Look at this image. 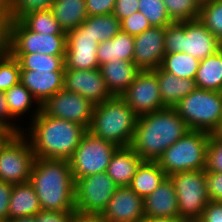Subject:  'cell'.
Wrapping results in <instances>:
<instances>
[{
  "label": "cell",
  "mask_w": 222,
  "mask_h": 222,
  "mask_svg": "<svg viewBox=\"0 0 222 222\" xmlns=\"http://www.w3.org/2000/svg\"><path fill=\"white\" fill-rule=\"evenodd\" d=\"M189 128L174 108L138 116L130 147L143 161H157Z\"/></svg>",
  "instance_id": "1"
},
{
  "label": "cell",
  "mask_w": 222,
  "mask_h": 222,
  "mask_svg": "<svg viewBox=\"0 0 222 222\" xmlns=\"http://www.w3.org/2000/svg\"><path fill=\"white\" fill-rule=\"evenodd\" d=\"M29 182L42 210L75 211V181L69 160L35 158Z\"/></svg>",
  "instance_id": "2"
},
{
  "label": "cell",
  "mask_w": 222,
  "mask_h": 222,
  "mask_svg": "<svg viewBox=\"0 0 222 222\" xmlns=\"http://www.w3.org/2000/svg\"><path fill=\"white\" fill-rule=\"evenodd\" d=\"M30 122L24 134L30 140L35 158L69 160L87 131L76 122L48 117L42 111Z\"/></svg>",
  "instance_id": "3"
},
{
  "label": "cell",
  "mask_w": 222,
  "mask_h": 222,
  "mask_svg": "<svg viewBox=\"0 0 222 222\" xmlns=\"http://www.w3.org/2000/svg\"><path fill=\"white\" fill-rule=\"evenodd\" d=\"M138 115L121 96L95 105L88 131L118 147H129Z\"/></svg>",
  "instance_id": "4"
},
{
  "label": "cell",
  "mask_w": 222,
  "mask_h": 222,
  "mask_svg": "<svg viewBox=\"0 0 222 222\" xmlns=\"http://www.w3.org/2000/svg\"><path fill=\"white\" fill-rule=\"evenodd\" d=\"M220 40L197 18L165 27V53H186L199 61L219 50Z\"/></svg>",
  "instance_id": "5"
},
{
  "label": "cell",
  "mask_w": 222,
  "mask_h": 222,
  "mask_svg": "<svg viewBox=\"0 0 222 222\" xmlns=\"http://www.w3.org/2000/svg\"><path fill=\"white\" fill-rule=\"evenodd\" d=\"M209 139L208 132L189 130L167 148L156 162L167 177L183 171L205 169Z\"/></svg>",
  "instance_id": "6"
},
{
  "label": "cell",
  "mask_w": 222,
  "mask_h": 222,
  "mask_svg": "<svg viewBox=\"0 0 222 222\" xmlns=\"http://www.w3.org/2000/svg\"><path fill=\"white\" fill-rule=\"evenodd\" d=\"M173 108L189 130L211 134L222 118V92L196 88Z\"/></svg>",
  "instance_id": "7"
},
{
  "label": "cell",
  "mask_w": 222,
  "mask_h": 222,
  "mask_svg": "<svg viewBox=\"0 0 222 222\" xmlns=\"http://www.w3.org/2000/svg\"><path fill=\"white\" fill-rule=\"evenodd\" d=\"M67 35L39 34L20 20L6 22V50L10 54L40 53L65 56Z\"/></svg>",
  "instance_id": "8"
},
{
  "label": "cell",
  "mask_w": 222,
  "mask_h": 222,
  "mask_svg": "<svg viewBox=\"0 0 222 222\" xmlns=\"http://www.w3.org/2000/svg\"><path fill=\"white\" fill-rule=\"evenodd\" d=\"M168 177L177 195L178 216L184 220H199L210 201L205 169L183 171Z\"/></svg>",
  "instance_id": "9"
},
{
  "label": "cell",
  "mask_w": 222,
  "mask_h": 222,
  "mask_svg": "<svg viewBox=\"0 0 222 222\" xmlns=\"http://www.w3.org/2000/svg\"><path fill=\"white\" fill-rule=\"evenodd\" d=\"M119 186L107 172L75 181V212L78 217H99Z\"/></svg>",
  "instance_id": "10"
},
{
  "label": "cell",
  "mask_w": 222,
  "mask_h": 222,
  "mask_svg": "<svg viewBox=\"0 0 222 222\" xmlns=\"http://www.w3.org/2000/svg\"><path fill=\"white\" fill-rule=\"evenodd\" d=\"M119 147L86 131L69 159L74 181L88 175L106 172Z\"/></svg>",
  "instance_id": "11"
},
{
  "label": "cell",
  "mask_w": 222,
  "mask_h": 222,
  "mask_svg": "<svg viewBox=\"0 0 222 222\" xmlns=\"http://www.w3.org/2000/svg\"><path fill=\"white\" fill-rule=\"evenodd\" d=\"M34 160L26 134H15L0 152V180L13 185L29 182Z\"/></svg>",
  "instance_id": "12"
},
{
  "label": "cell",
  "mask_w": 222,
  "mask_h": 222,
  "mask_svg": "<svg viewBox=\"0 0 222 222\" xmlns=\"http://www.w3.org/2000/svg\"><path fill=\"white\" fill-rule=\"evenodd\" d=\"M94 106L82 95L62 89L41 104V111L48 117L76 122L88 130Z\"/></svg>",
  "instance_id": "13"
},
{
  "label": "cell",
  "mask_w": 222,
  "mask_h": 222,
  "mask_svg": "<svg viewBox=\"0 0 222 222\" xmlns=\"http://www.w3.org/2000/svg\"><path fill=\"white\" fill-rule=\"evenodd\" d=\"M99 43L82 23L67 32L65 70H91L99 68L97 50Z\"/></svg>",
  "instance_id": "14"
},
{
  "label": "cell",
  "mask_w": 222,
  "mask_h": 222,
  "mask_svg": "<svg viewBox=\"0 0 222 222\" xmlns=\"http://www.w3.org/2000/svg\"><path fill=\"white\" fill-rule=\"evenodd\" d=\"M121 97L138 116L166 108L153 70H141Z\"/></svg>",
  "instance_id": "15"
},
{
  "label": "cell",
  "mask_w": 222,
  "mask_h": 222,
  "mask_svg": "<svg viewBox=\"0 0 222 222\" xmlns=\"http://www.w3.org/2000/svg\"><path fill=\"white\" fill-rule=\"evenodd\" d=\"M63 89L82 95L93 105L111 98L100 68L91 70H65Z\"/></svg>",
  "instance_id": "16"
},
{
  "label": "cell",
  "mask_w": 222,
  "mask_h": 222,
  "mask_svg": "<svg viewBox=\"0 0 222 222\" xmlns=\"http://www.w3.org/2000/svg\"><path fill=\"white\" fill-rule=\"evenodd\" d=\"M144 217V199L129 186H122L98 218L103 222H140Z\"/></svg>",
  "instance_id": "17"
},
{
  "label": "cell",
  "mask_w": 222,
  "mask_h": 222,
  "mask_svg": "<svg viewBox=\"0 0 222 222\" xmlns=\"http://www.w3.org/2000/svg\"><path fill=\"white\" fill-rule=\"evenodd\" d=\"M134 40V64L145 71L159 68L165 55V28L151 26Z\"/></svg>",
  "instance_id": "18"
},
{
  "label": "cell",
  "mask_w": 222,
  "mask_h": 222,
  "mask_svg": "<svg viewBox=\"0 0 222 222\" xmlns=\"http://www.w3.org/2000/svg\"><path fill=\"white\" fill-rule=\"evenodd\" d=\"M64 72L50 70H21L20 82L31 92L41 105L63 89Z\"/></svg>",
  "instance_id": "19"
},
{
  "label": "cell",
  "mask_w": 222,
  "mask_h": 222,
  "mask_svg": "<svg viewBox=\"0 0 222 222\" xmlns=\"http://www.w3.org/2000/svg\"><path fill=\"white\" fill-rule=\"evenodd\" d=\"M144 216L179 217L177 195L169 177L144 199Z\"/></svg>",
  "instance_id": "20"
},
{
  "label": "cell",
  "mask_w": 222,
  "mask_h": 222,
  "mask_svg": "<svg viewBox=\"0 0 222 222\" xmlns=\"http://www.w3.org/2000/svg\"><path fill=\"white\" fill-rule=\"evenodd\" d=\"M100 71L113 96H121L141 71L134 62L113 60L101 65Z\"/></svg>",
  "instance_id": "21"
},
{
  "label": "cell",
  "mask_w": 222,
  "mask_h": 222,
  "mask_svg": "<svg viewBox=\"0 0 222 222\" xmlns=\"http://www.w3.org/2000/svg\"><path fill=\"white\" fill-rule=\"evenodd\" d=\"M142 162L141 157L130 146L119 147L113 154L106 172L119 187L129 186Z\"/></svg>",
  "instance_id": "22"
},
{
  "label": "cell",
  "mask_w": 222,
  "mask_h": 222,
  "mask_svg": "<svg viewBox=\"0 0 222 222\" xmlns=\"http://www.w3.org/2000/svg\"><path fill=\"white\" fill-rule=\"evenodd\" d=\"M153 71L157 75L159 92L165 107L173 108L180 100L197 88L195 79L176 77L160 67Z\"/></svg>",
  "instance_id": "23"
},
{
  "label": "cell",
  "mask_w": 222,
  "mask_h": 222,
  "mask_svg": "<svg viewBox=\"0 0 222 222\" xmlns=\"http://www.w3.org/2000/svg\"><path fill=\"white\" fill-rule=\"evenodd\" d=\"M40 210V201L30 182L13 185L8 208L9 222L24 216H35Z\"/></svg>",
  "instance_id": "24"
},
{
  "label": "cell",
  "mask_w": 222,
  "mask_h": 222,
  "mask_svg": "<svg viewBox=\"0 0 222 222\" xmlns=\"http://www.w3.org/2000/svg\"><path fill=\"white\" fill-rule=\"evenodd\" d=\"M134 43V36L121 30L112 39L99 43L97 50L99 67L115 59L133 62Z\"/></svg>",
  "instance_id": "25"
},
{
  "label": "cell",
  "mask_w": 222,
  "mask_h": 222,
  "mask_svg": "<svg viewBox=\"0 0 222 222\" xmlns=\"http://www.w3.org/2000/svg\"><path fill=\"white\" fill-rule=\"evenodd\" d=\"M50 10L66 33L80 26L88 17L85 0H54Z\"/></svg>",
  "instance_id": "26"
},
{
  "label": "cell",
  "mask_w": 222,
  "mask_h": 222,
  "mask_svg": "<svg viewBox=\"0 0 222 222\" xmlns=\"http://www.w3.org/2000/svg\"><path fill=\"white\" fill-rule=\"evenodd\" d=\"M166 177V173L156 161H143L133 176L129 187L142 199H145Z\"/></svg>",
  "instance_id": "27"
},
{
  "label": "cell",
  "mask_w": 222,
  "mask_h": 222,
  "mask_svg": "<svg viewBox=\"0 0 222 222\" xmlns=\"http://www.w3.org/2000/svg\"><path fill=\"white\" fill-rule=\"evenodd\" d=\"M4 93L6 102L9 107L10 117L15 121L20 119V116H24L25 113H29L32 106H34L32 105L33 101L35 102L34 104H36L37 107L36 109L34 108L35 111H32L33 113L32 115H30V120L32 121L41 111V105L21 82L12 86Z\"/></svg>",
  "instance_id": "28"
},
{
  "label": "cell",
  "mask_w": 222,
  "mask_h": 222,
  "mask_svg": "<svg viewBox=\"0 0 222 222\" xmlns=\"http://www.w3.org/2000/svg\"><path fill=\"white\" fill-rule=\"evenodd\" d=\"M195 82L197 88L222 92V56L218 51L200 61Z\"/></svg>",
  "instance_id": "29"
},
{
  "label": "cell",
  "mask_w": 222,
  "mask_h": 222,
  "mask_svg": "<svg viewBox=\"0 0 222 222\" xmlns=\"http://www.w3.org/2000/svg\"><path fill=\"white\" fill-rule=\"evenodd\" d=\"M200 61L186 53H165L160 68L179 78L195 79Z\"/></svg>",
  "instance_id": "30"
},
{
  "label": "cell",
  "mask_w": 222,
  "mask_h": 222,
  "mask_svg": "<svg viewBox=\"0 0 222 222\" xmlns=\"http://www.w3.org/2000/svg\"><path fill=\"white\" fill-rule=\"evenodd\" d=\"M11 55L17 59L21 70H50V72L65 71V56H54L40 53Z\"/></svg>",
  "instance_id": "31"
},
{
  "label": "cell",
  "mask_w": 222,
  "mask_h": 222,
  "mask_svg": "<svg viewBox=\"0 0 222 222\" xmlns=\"http://www.w3.org/2000/svg\"><path fill=\"white\" fill-rule=\"evenodd\" d=\"M19 20L29 30L39 34L67 35L54 18L50 9L27 13Z\"/></svg>",
  "instance_id": "32"
},
{
  "label": "cell",
  "mask_w": 222,
  "mask_h": 222,
  "mask_svg": "<svg viewBox=\"0 0 222 222\" xmlns=\"http://www.w3.org/2000/svg\"><path fill=\"white\" fill-rule=\"evenodd\" d=\"M83 24L90 28V33L98 43L112 39L121 30L120 20L113 13L88 16Z\"/></svg>",
  "instance_id": "33"
},
{
  "label": "cell",
  "mask_w": 222,
  "mask_h": 222,
  "mask_svg": "<svg viewBox=\"0 0 222 222\" xmlns=\"http://www.w3.org/2000/svg\"><path fill=\"white\" fill-rule=\"evenodd\" d=\"M54 0H2L7 21L19 20L27 13L48 10Z\"/></svg>",
  "instance_id": "34"
},
{
  "label": "cell",
  "mask_w": 222,
  "mask_h": 222,
  "mask_svg": "<svg viewBox=\"0 0 222 222\" xmlns=\"http://www.w3.org/2000/svg\"><path fill=\"white\" fill-rule=\"evenodd\" d=\"M198 19L220 41H222V1L210 0L200 5Z\"/></svg>",
  "instance_id": "35"
},
{
  "label": "cell",
  "mask_w": 222,
  "mask_h": 222,
  "mask_svg": "<svg viewBox=\"0 0 222 222\" xmlns=\"http://www.w3.org/2000/svg\"><path fill=\"white\" fill-rule=\"evenodd\" d=\"M173 22L189 21L199 17L200 4L196 0H163Z\"/></svg>",
  "instance_id": "36"
},
{
  "label": "cell",
  "mask_w": 222,
  "mask_h": 222,
  "mask_svg": "<svg viewBox=\"0 0 222 222\" xmlns=\"http://www.w3.org/2000/svg\"><path fill=\"white\" fill-rule=\"evenodd\" d=\"M139 11L146 17L152 27H167L173 21L163 0H139Z\"/></svg>",
  "instance_id": "37"
},
{
  "label": "cell",
  "mask_w": 222,
  "mask_h": 222,
  "mask_svg": "<svg viewBox=\"0 0 222 222\" xmlns=\"http://www.w3.org/2000/svg\"><path fill=\"white\" fill-rule=\"evenodd\" d=\"M20 65L7 50L0 54V91H7L20 82Z\"/></svg>",
  "instance_id": "38"
},
{
  "label": "cell",
  "mask_w": 222,
  "mask_h": 222,
  "mask_svg": "<svg viewBox=\"0 0 222 222\" xmlns=\"http://www.w3.org/2000/svg\"><path fill=\"white\" fill-rule=\"evenodd\" d=\"M206 171L222 173V141L210 134L207 145Z\"/></svg>",
  "instance_id": "39"
},
{
  "label": "cell",
  "mask_w": 222,
  "mask_h": 222,
  "mask_svg": "<svg viewBox=\"0 0 222 222\" xmlns=\"http://www.w3.org/2000/svg\"><path fill=\"white\" fill-rule=\"evenodd\" d=\"M120 25L121 31L132 36L139 35L151 27L146 17L140 11L122 19Z\"/></svg>",
  "instance_id": "40"
},
{
  "label": "cell",
  "mask_w": 222,
  "mask_h": 222,
  "mask_svg": "<svg viewBox=\"0 0 222 222\" xmlns=\"http://www.w3.org/2000/svg\"><path fill=\"white\" fill-rule=\"evenodd\" d=\"M205 178L210 201L222 202V173L205 170Z\"/></svg>",
  "instance_id": "41"
},
{
  "label": "cell",
  "mask_w": 222,
  "mask_h": 222,
  "mask_svg": "<svg viewBox=\"0 0 222 222\" xmlns=\"http://www.w3.org/2000/svg\"><path fill=\"white\" fill-rule=\"evenodd\" d=\"M36 222H74L75 211H49L40 210L35 216Z\"/></svg>",
  "instance_id": "42"
},
{
  "label": "cell",
  "mask_w": 222,
  "mask_h": 222,
  "mask_svg": "<svg viewBox=\"0 0 222 222\" xmlns=\"http://www.w3.org/2000/svg\"><path fill=\"white\" fill-rule=\"evenodd\" d=\"M88 16L113 13L116 0H85Z\"/></svg>",
  "instance_id": "43"
},
{
  "label": "cell",
  "mask_w": 222,
  "mask_h": 222,
  "mask_svg": "<svg viewBox=\"0 0 222 222\" xmlns=\"http://www.w3.org/2000/svg\"><path fill=\"white\" fill-rule=\"evenodd\" d=\"M13 184L0 180V222H9V202Z\"/></svg>",
  "instance_id": "44"
},
{
  "label": "cell",
  "mask_w": 222,
  "mask_h": 222,
  "mask_svg": "<svg viewBox=\"0 0 222 222\" xmlns=\"http://www.w3.org/2000/svg\"><path fill=\"white\" fill-rule=\"evenodd\" d=\"M139 11V0H116L113 15L120 21Z\"/></svg>",
  "instance_id": "45"
},
{
  "label": "cell",
  "mask_w": 222,
  "mask_h": 222,
  "mask_svg": "<svg viewBox=\"0 0 222 222\" xmlns=\"http://www.w3.org/2000/svg\"><path fill=\"white\" fill-rule=\"evenodd\" d=\"M9 107L5 99V93L0 91V125L12 129L16 134L24 132L23 127L11 122Z\"/></svg>",
  "instance_id": "46"
},
{
  "label": "cell",
  "mask_w": 222,
  "mask_h": 222,
  "mask_svg": "<svg viewBox=\"0 0 222 222\" xmlns=\"http://www.w3.org/2000/svg\"><path fill=\"white\" fill-rule=\"evenodd\" d=\"M199 222H222V202L209 201Z\"/></svg>",
  "instance_id": "47"
},
{
  "label": "cell",
  "mask_w": 222,
  "mask_h": 222,
  "mask_svg": "<svg viewBox=\"0 0 222 222\" xmlns=\"http://www.w3.org/2000/svg\"><path fill=\"white\" fill-rule=\"evenodd\" d=\"M6 22L3 5L0 6V54L6 50Z\"/></svg>",
  "instance_id": "48"
},
{
  "label": "cell",
  "mask_w": 222,
  "mask_h": 222,
  "mask_svg": "<svg viewBox=\"0 0 222 222\" xmlns=\"http://www.w3.org/2000/svg\"><path fill=\"white\" fill-rule=\"evenodd\" d=\"M15 134L12 129L0 125V152Z\"/></svg>",
  "instance_id": "49"
},
{
  "label": "cell",
  "mask_w": 222,
  "mask_h": 222,
  "mask_svg": "<svg viewBox=\"0 0 222 222\" xmlns=\"http://www.w3.org/2000/svg\"><path fill=\"white\" fill-rule=\"evenodd\" d=\"M180 217H149L145 216L140 222H184Z\"/></svg>",
  "instance_id": "50"
},
{
  "label": "cell",
  "mask_w": 222,
  "mask_h": 222,
  "mask_svg": "<svg viewBox=\"0 0 222 222\" xmlns=\"http://www.w3.org/2000/svg\"><path fill=\"white\" fill-rule=\"evenodd\" d=\"M74 222H103L98 217H76Z\"/></svg>",
  "instance_id": "51"
},
{
  "label": "cell",
  "mask_w": 222,
  "mask_h": 222,
  "mask_svg": "<svg viewBox=\"0 0 222 222\" xmlns=\"http://www.w3.org/2000/svg\"><path fill=\"white\" fill-rule=\"evenodd\" d=\"M216 139L222 141V118L217 126V128L211 133Z\"/></svg>",
  "instance_id": "52"
},
{
  "label": "cell",
  "mask_w": 222,
  "mask_h": 222,
  "mask_svg": "<svg viewBox=\"0 0 222 222\" xmlns=\"http://www.w3.org/2000/svg\"><path fill=\"white\" fill-rule=\"evenodd\" d=\"M10 222H36L34 216H24L11 220Z\"/></svg>",
  "instance_id": "53"
},
{
  "label": "cell",
  "mask_w": 222,
  "mask_h": 222,
  "mask_svg": "<svg viewBox=\"0 0 222 222\" xmlns=\"http://www.w3.org/2000/svg\"><path fill=\"white\" fill-rule=\"evenodd\" d=\"M200 5L205 3V2H209L210 0H196Z\"/></svg>",
  "instance_id": "54"
},
{
  "label": "cell",
  "mask_w": 222,
  "mask_h": 222,
  "mask_svg": "<svg viewBox=\"0 0 222 222\" xmlns=\"http://www.w3.org/2000/svg\"><path fill=\"white\" fill-rule=\"evenodd\" d=\"M218 52L221 54V56H222V41L220 42V44H219V50H218Z\"/></svg>",
  "instance_id": "55"
},
{
  "label": "cell",
  "mask_w": 222,
  "mask_h": 222,
  "mask_svg": "<svg viewBox=\"0 0 222 222\" xmlns=\"http://www.w3.org/2000/svg\"><path fill=\"white\" fill-rule=\"evenodd\" d=\"M184 222H199L198 220H185Z\"/></svg>",
  "instance_id": "56"
}]
</instances>
